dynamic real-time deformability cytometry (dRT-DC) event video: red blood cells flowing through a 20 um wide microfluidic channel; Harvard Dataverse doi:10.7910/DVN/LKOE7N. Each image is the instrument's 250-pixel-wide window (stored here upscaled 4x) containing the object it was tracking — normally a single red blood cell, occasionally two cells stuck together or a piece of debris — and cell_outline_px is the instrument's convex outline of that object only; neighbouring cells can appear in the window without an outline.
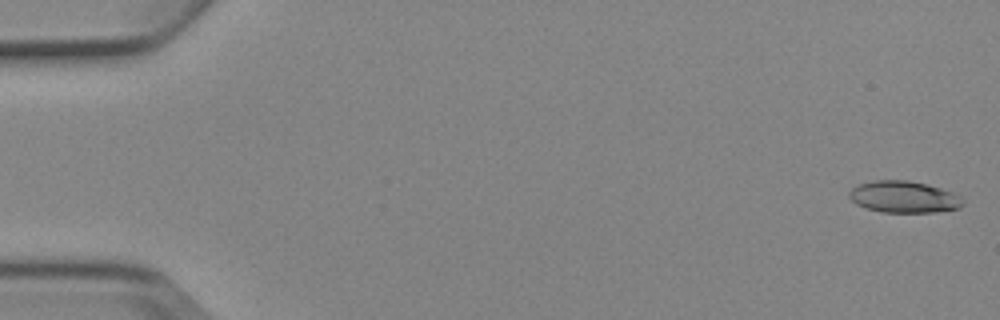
{"species": "Egyptian fruit bat (a non-hibernating species)", "species_latin": "Rousettus aegyptiacus", "temperature_condition": "cold", "stored_images_in_passage": 4, "camera_frame_rate_fps": 3000, "um_per_image_px": 0.085, "animal": {"sex": "female"}, "frame": {"image": 1, "passage_image": 1, "time_ms": 0.0, "image_size_px": [1000, 320], "cell_outline_px": [[964, 204], [960, 208], [932, 212], [880, 212], [864, 208], [856, 204], [848, 196], [848, 192], [852, 188], [860, 184], [872, 180], [908, 180], [928, 184], [952, 192], [960, 196], [964, 200]], "centroid_in_image_um": [76.81, 16.73], "position_along_channel_um": 8.2, "area_um2": 21.15}}